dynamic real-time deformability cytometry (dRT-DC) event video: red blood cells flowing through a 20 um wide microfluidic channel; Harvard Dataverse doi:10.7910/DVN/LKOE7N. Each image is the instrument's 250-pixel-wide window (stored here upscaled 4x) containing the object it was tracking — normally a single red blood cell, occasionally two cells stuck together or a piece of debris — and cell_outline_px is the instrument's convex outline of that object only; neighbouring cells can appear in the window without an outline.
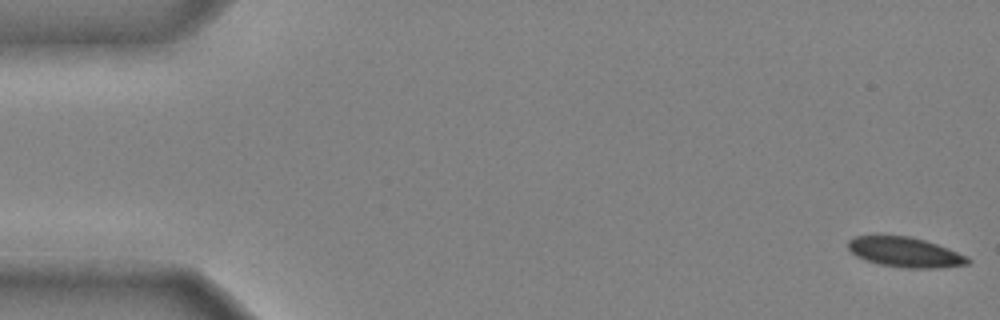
{"species": "common noctule bat (a hibernating species)", "species_latin": "Nyctalus noctula", "temperature_condition": "cold", "stored_images_in_passage": 48, "camera_frame_rate_fps": 3000, "um_per_image_px": 0.085, "animal": {"sex": "male", "body_mass_g": 20.4}, "frame": {"image": 1, "passage_image": 1, "time_ms": 0.0, "image_size_px": [1000, 320], "cell_outline_px": [[972, 260], [968, 264], [936, 268], [904, 268], [880, 264], [856, 256], [848, 248], [848, 240], [852, 236], [908, 236], [924, 240], [948, 248], [968, 256]], "centroid_in_image_um": [76.95, 21.44], "position_along_channel_um": 8.1, "area_um2": 20.75}}
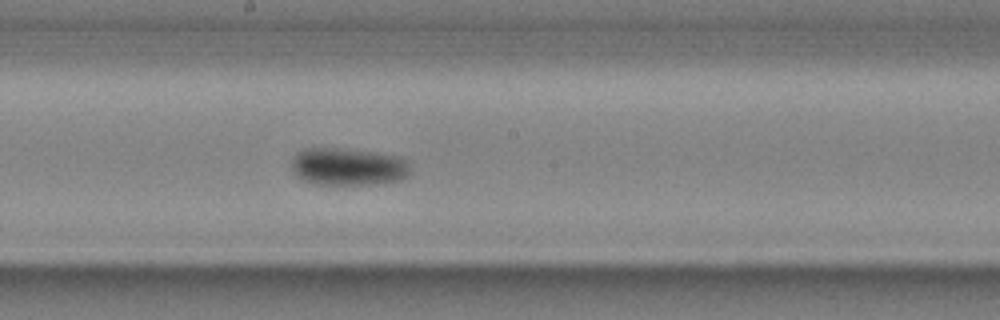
{"frame": {"image": 2, "passage_image": 27, "time_ms": 8.667, "image_size_px": [1000, 320], "cell_outline_px": [[412, 172], [408, 176], [400, 180], [380, 184], [316, 184], [304, 180], [296, 176], [292, 168], [292, 156], [296, 152], [304, 148], [344, 148], [380, 152], [400, 156], [408, 160]], "centroid_in_image_um": [29.64, 14.15], "position_along_channel_um": 218.6, "area_um2": 26.65}}
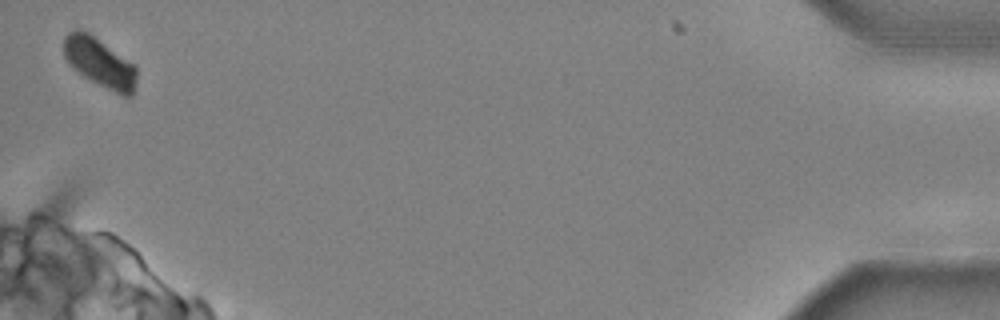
{"frame": {"image": 3, "passage_image": 48, "time_ms": 15.667, "image_size_px": [1000, 320], "cell_outline_px": [[136, 80], [132, 96], [124, 96], [84, 76], [64, 56], [64, 36], [68, 32], [76, 28], [80, 28], [88, 32], [136, 64]], "centroid_in_image_um": [8.5, 5.27], "position_along_channel_um": 426.7, "area_um2": 20.58}, "authors_computed_cell_mechanics": {"area_um2": 22.8021, "velocity_mm_per_s": 3.9453, "shape_relaxation_time_tau1_ms": 3.8935, "shape_relaxation_time_tau2_ms": null, "deformation_change_tau1": 0.0954, "deformation_change_tau2": null}}